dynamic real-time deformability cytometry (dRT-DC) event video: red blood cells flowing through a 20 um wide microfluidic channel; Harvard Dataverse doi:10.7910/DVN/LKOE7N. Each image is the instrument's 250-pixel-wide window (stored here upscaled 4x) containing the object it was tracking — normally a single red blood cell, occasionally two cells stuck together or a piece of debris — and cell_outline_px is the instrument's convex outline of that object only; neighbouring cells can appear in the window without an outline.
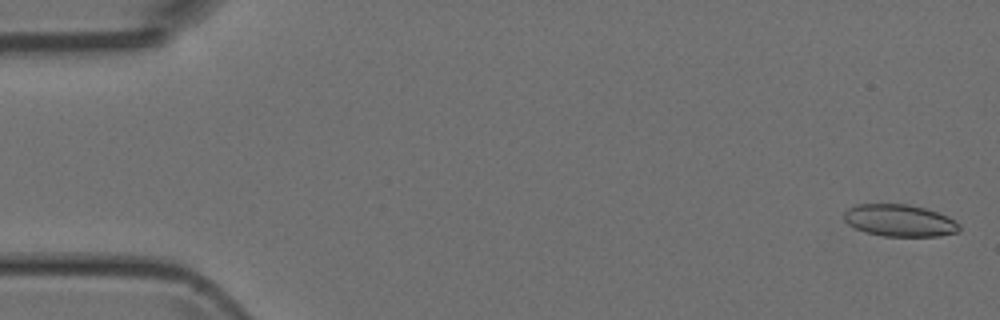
{"species": "Egyptian fruit bat (a non-hibernating species)", "species_latin": "Rousettus aegyptiacus", "temperature_condition": "room temperature", "stored_images_in_passage": 52, "camera_frame_rate_fps": 3000, "um_per_image_px": 0.085, "animal": {"sex": "female"}, "frame": {"image": 1, "passage_image": 2, "time_ms": 0.333, "image_size_px": [1000, 320], "cell_outline_px": [[960, 232], [940, 236], [884, 236], [868, 232], [856, 228], [848, 224], [844, 220], [844, 212], [848, 208], [856, 204], [908, 204], [924, 208], [948, 216], [960, 224]], "centroid_in_image_um": [76.49, 18.74], "position_along_channel_um": 8.5, "area_um2": 21.5}}
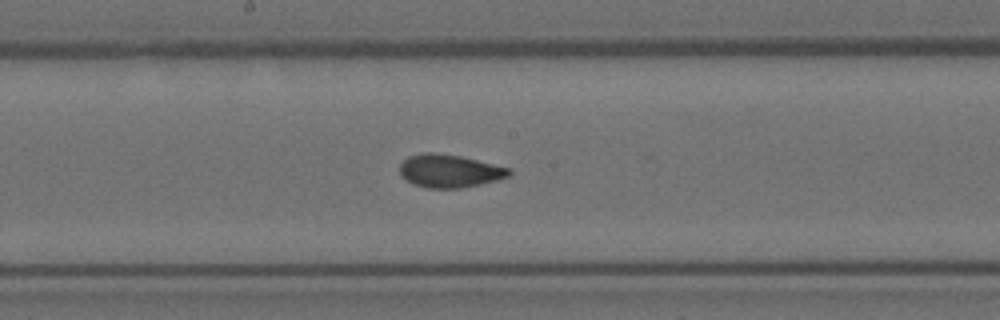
{"frame": {"image": 2, "passage_image": 27, "time_ms": 8.667, "image_size_px": [1000, 320], "cell_outline_px": [[512, 172], [508, 176], [496, 180], [480, 184], [460, 188], [428, 188], [412, 184], [400, 176], [400, 164], [408, 156], [424, 152], [432, 152], [460, 156], [512, 168]], "centroid_in_image_um": [38.19, 14.53], "position_along_channel_um": 210.0, "area_um2": 21.1}}
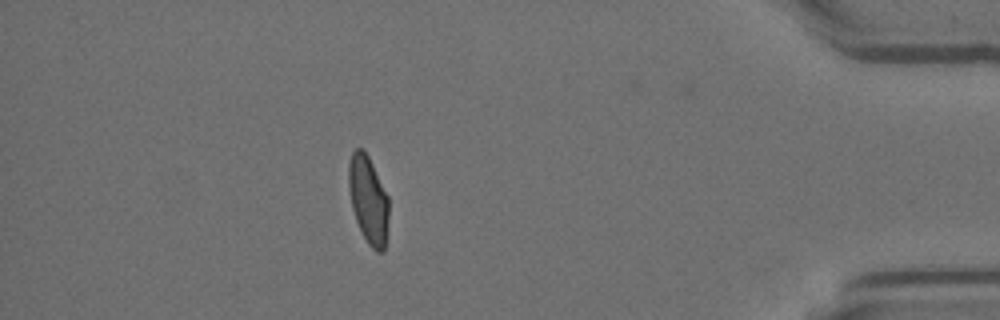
{"frame": {"image": 3, "passage_image": 45, "time_ms": 14.667, "image_size_px": [1000, 320], "cell_outline_px": [[388, 220], [384, 252], [376, 252], [368, 244], [356, 220], [352, 208], [348, 188], [348, 164], [352, 152], [356, 148], [360, 148], [368, 156], [388, 196]], "centroid_in_image_um": [31.3, 16.98], "position_along_channel_um": 403.9, "area_um2": 20.35}}